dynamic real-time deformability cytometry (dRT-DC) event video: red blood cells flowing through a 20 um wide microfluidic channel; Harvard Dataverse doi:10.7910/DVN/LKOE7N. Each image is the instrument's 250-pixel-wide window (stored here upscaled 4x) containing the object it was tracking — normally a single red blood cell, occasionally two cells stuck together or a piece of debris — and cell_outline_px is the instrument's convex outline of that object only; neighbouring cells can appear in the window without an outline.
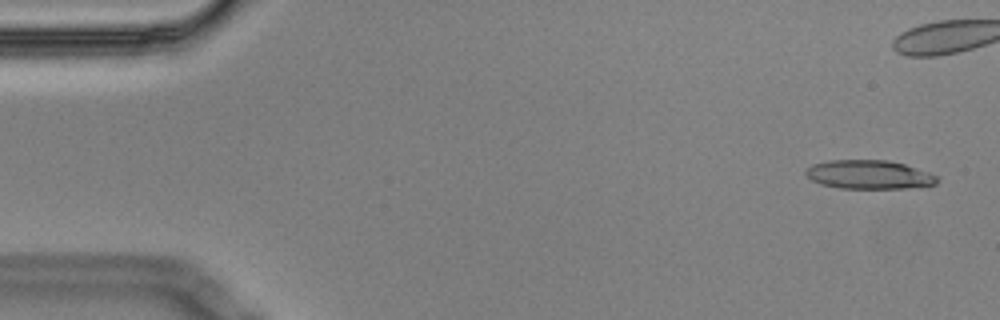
{"species": "Egyptian fruit bat (a non-hibernating species)", "species_latin": "Rousettus aegyptiacus", "temperature_condition": "cold", "stored_images_in_passage": 6, "camera_frame_rate_fps": 3000, "um_per_image_px": 0.085, "animal": {"sex": "male"}, "frame": {"image": 1, "passage_image": 1, "time_ms": 0.0, "image_size_px": [1000, 320], "cell_outline_px": [[936, 184], [908, 188], [840, 188], [820, 184], [812, 180], [804, 172], [812, 164], [828, 160], [888, 160], [904, 164], [928, 172], [936, 176]], "centroid_in_image_um": [73.83, 14.83], "position_along_channel_um": 11.2, "area_um2": 21.85}}